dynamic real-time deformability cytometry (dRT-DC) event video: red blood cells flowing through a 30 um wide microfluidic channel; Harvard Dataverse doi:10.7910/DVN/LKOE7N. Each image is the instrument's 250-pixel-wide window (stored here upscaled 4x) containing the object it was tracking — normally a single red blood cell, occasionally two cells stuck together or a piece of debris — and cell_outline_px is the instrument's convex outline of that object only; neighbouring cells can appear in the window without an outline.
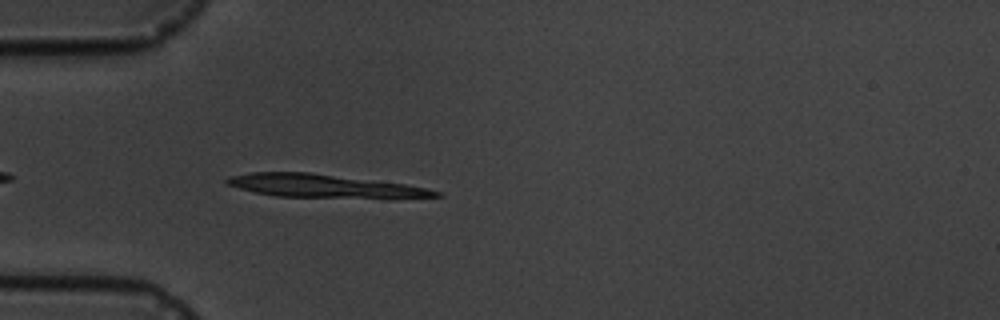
{"species": "common noctule bat (a hibernating species)", "species_latin": "Nyctalus noctula", "temperature_condition": "cold", "stored_images_in_passage": 1, "camera_frame_rate_fps": 3000, "um_per_image_px": 0.085, "animal": {"sex": "male", "body_mass_g": 19.5, "forearm_length_mm": 54.6}, "frame": {"image": 1, "passage_image": 1, "time_ms": 0.0, "image_size_px": [1000, 320], "cell_outline_px": [[444, 196], [392, 200], [388, 200], [276, 196], [256, 192], [224, 184], [224, 180], [228, 176], [252, 172], [308, 172], [404, 184], [428, 188], [444, 192]], "centroid_in_image_um": [27.73, 15.85], "position_along_channel_um": 57.3, "area_um2": 29.3}}